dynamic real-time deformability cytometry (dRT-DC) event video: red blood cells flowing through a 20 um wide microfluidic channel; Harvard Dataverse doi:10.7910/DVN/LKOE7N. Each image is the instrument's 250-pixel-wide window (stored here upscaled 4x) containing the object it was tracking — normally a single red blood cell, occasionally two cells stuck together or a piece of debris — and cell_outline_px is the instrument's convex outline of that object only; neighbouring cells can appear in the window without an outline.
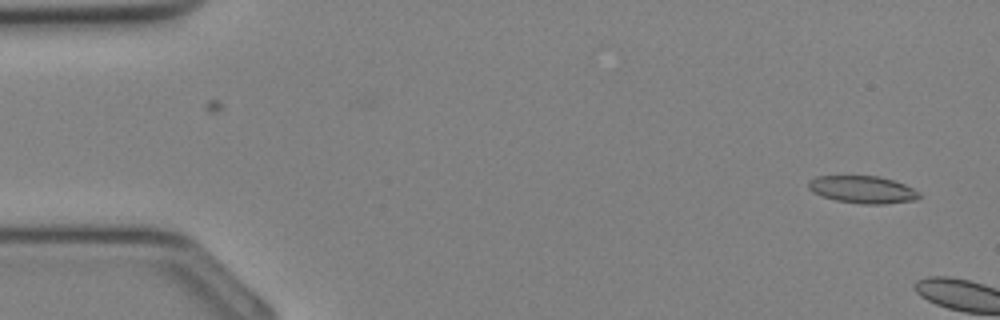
{"species": "Egyptian fruit bat (a non-hibernating species)", "species_latin": "Rousettus aegyptiacus", "temperature_condition": "cold", "stored_images_in_passage": 6, "camera_frame_rate_fps": 3000, "um_per_image_px": 0.085, "animal": {"sex": "female"}, "frame": {"image": 1, "passage_image": 1, "time_ms": 0.0, "image_size_px": [1000, 320], "cell_outline_px": [[924, 196], [920, 200], [884, 204], [864, 204], [836, 200], [820, 196], [812, 192], [808, 188], [808, 180], [816, 176], [880, 176], [904, 184], [920, 192]], "centroid_in_image_um": [73.36, 16.12], "position_along_channel_um": 11.6, "area_um2": 17.98}}